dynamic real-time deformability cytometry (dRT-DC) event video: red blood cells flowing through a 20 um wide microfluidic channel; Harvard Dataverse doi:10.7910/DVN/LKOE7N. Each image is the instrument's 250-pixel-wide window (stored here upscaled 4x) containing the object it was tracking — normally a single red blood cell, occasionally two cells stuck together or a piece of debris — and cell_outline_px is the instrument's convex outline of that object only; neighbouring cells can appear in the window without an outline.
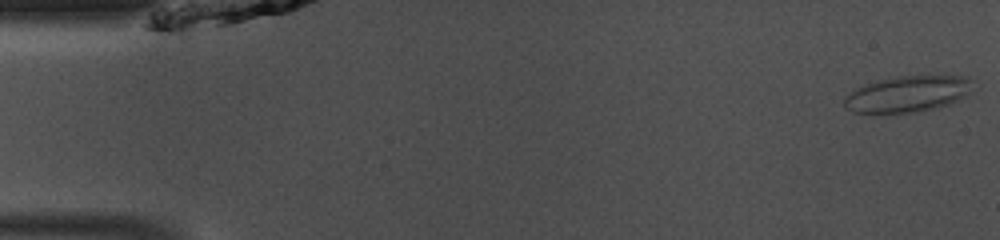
{"species": "common noctule bat (a hibernating species)", "species_latin": "Nyctalus noctula", "temperature_condition": "room temperature", "stored_images_in_passage": 47, "camera_frame_rate_fps": 3000, "um_per_image_px": 0.085, "animal": {"sex": "male", "body_mass_g": 13.0, "forearm_length_mm": 53.1}, "frame": {"image": 1, "passage_image": 1, "time_ms": 0.0, "image_size_px": [1000, 240], "cell_outline_px": [[968, 96], [948, 104], [936, 108], [912, 112], [852, 112], [844, 108], [844, 96], [856, 88], [880, 80], [900, 76], [928, 72], [936, 72], [968, 76]], "centroid_in_image_um": [77.19, 7.93], "position_along_channel_um": 7.8, "area_um2": 27.57}}
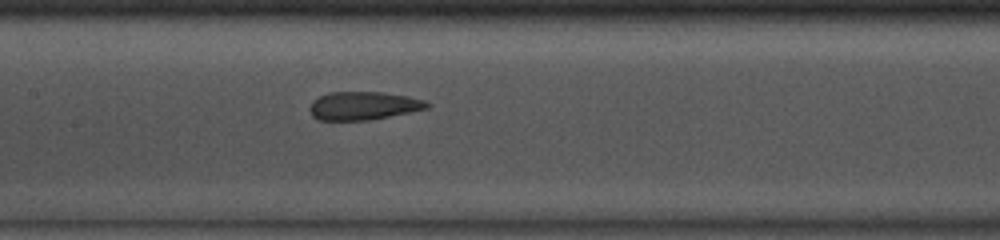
{"frame": {"image": 2, "passage_image": 22, "time_ms": 7.0, "image_size_px": [1000, 240], "cell_outline_px": [[432, 104], [428, 108], [368, 120], [320, 120], [312, 116], [308, 108], [312, 100], [328, 92], [384, 92], [408, 96], [424, 100]], "centroid_in_image_um": [30.86, 8.98], "position_along_channel_um": 176.5, "area_um2": 19.31}}
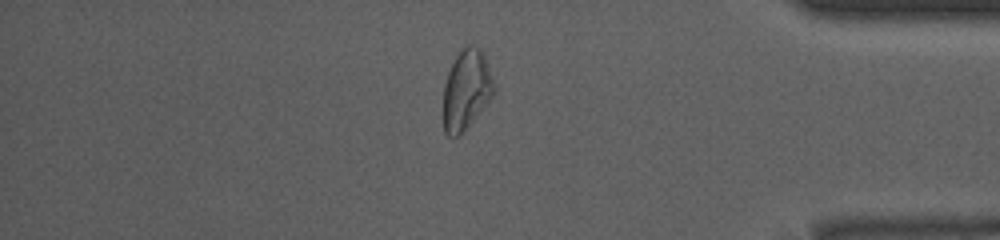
{"frame": {"image": 3, "passage_image": 40, "time_ms": 13.0, "image_size_px": [1000, 240], "cell_outline_px": [[496, 92], [464, 132], [456, 136], [448, 136], [444, 132], [444, 84], [448, 72], [456, 56], [468, 44], [472, 44], [480, 48], [484, 52], [496, 88]], "centroid_in_image_um": [39.67, 7.62], "position_along_channel_um": 395.5, "area_um2": 23.64}, "authors_computed_cell_mechanics": {"area_um2": 22.0218, "velocity_mm_per_s": 4.1184, "shape_relaxation_time_tau1_ms": null, "shape_relaxation_time_tau2_ms": 2.103, "deformation_change_tau1": null, "deformation_change_tau2": 0.0505}}